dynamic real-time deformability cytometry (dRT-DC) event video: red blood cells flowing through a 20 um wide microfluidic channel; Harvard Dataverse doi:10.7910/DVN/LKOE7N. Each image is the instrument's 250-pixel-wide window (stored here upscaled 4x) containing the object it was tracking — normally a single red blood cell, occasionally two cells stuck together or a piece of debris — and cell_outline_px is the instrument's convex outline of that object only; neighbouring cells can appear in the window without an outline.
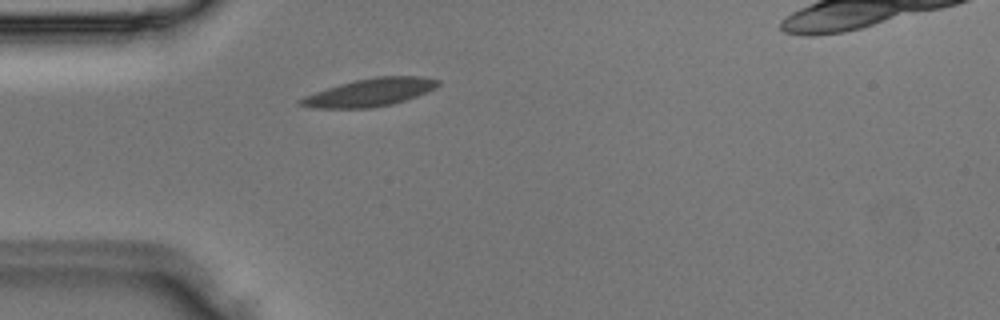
{"species": "Egyptian fruit bat (a non-hibernating species)", "species_latin": "Rousettus aegyptiacus", "temperature_condition": "room temperature", "stored_images_in_passage": 2, "camera_frame_rate_fps": 3000, "um_per_image_px": 0.085, "animal": {"sex": "male"}, "frame": {"image": 1, "passage_image": 2, "time_ms": 0.333, "image_size_px": [1000, 320], "cell_outline_px": [[440, 84], [436, 88], [416, 96], [392, 104], [368, 108], [316, 108], [296, 104], [296, 100], [304, 96], [340, 84], [356, 80], [376, 76], [420, 76], [440, 80]], "centroid_in_image_um": [31.44, 7.85], "position_along_channel_um": 53.6, "area_um2": 22.14}}